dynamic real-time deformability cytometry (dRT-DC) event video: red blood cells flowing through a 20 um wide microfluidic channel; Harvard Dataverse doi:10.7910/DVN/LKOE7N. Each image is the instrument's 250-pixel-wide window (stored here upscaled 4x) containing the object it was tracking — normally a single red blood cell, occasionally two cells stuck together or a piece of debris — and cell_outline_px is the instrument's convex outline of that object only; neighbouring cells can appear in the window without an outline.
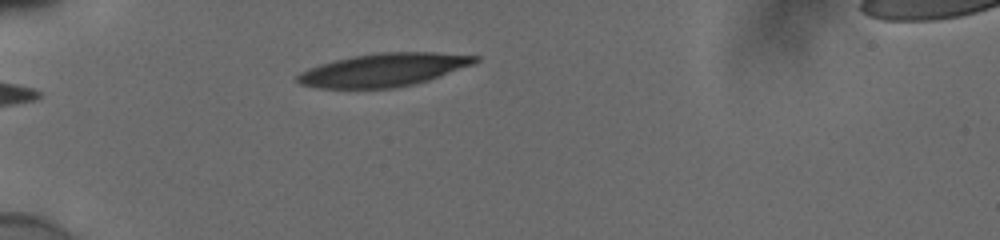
{"species": "human", "species_latin": "Homo sapiens", "temperature_condition": "cold", "stored_images_in_passage": 33, "camera_frame_rate_fps": 3000, "um_per_image_px": 0.085, "donor": {"sex": "male"}, "frame": {"image": 1, "passage_image": 1, "time_ms": 0.0, "image_size_px": [1000, 240], "cell_outline_px": [[480, 60], [472, 64], [428, 80], [396, 88], [320, 88], [300, 84], [296, 80], [296, 76], [300, 72], [308, 68], [320, 64], [352, 56], [376, 52], [432, 52], [480, 56]], "centroid_in_image_um": [32.58, 5.93], "position_along_channel_um": 52.4, "area_um2": 34.1}}
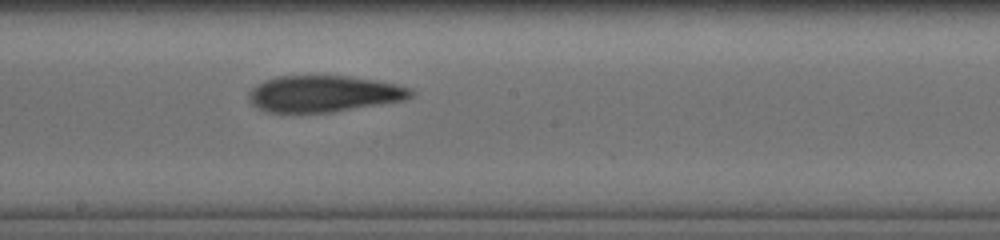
{"frame": {"image": 2, "passage_image": 16, "time_ms": 5.0, "image_size_px": [1000, 240], "cell_outline_px": [[416, 92], [412, 96], [404, 100], [328, 112], [268, 112], [252, 104], [248, 100], [248, 92], [252, 88], [264, 80], [276, 76], [348, 76], [396, 84], [408, 88]], "centroid_in_image_um": [27.48, 7.96], "position_along_channel_um": 220.7, "area_um2": 33.99}}
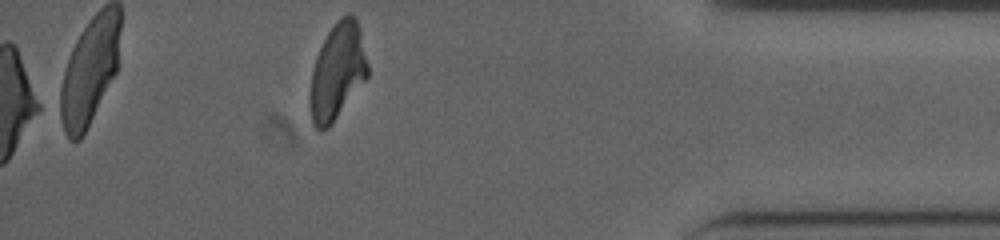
{"frame": {"image": 3, "passage_image": 33, "time_ms": 10.667, "image_size_px": [1000, 240], "cell_outline_px": [[368, 76], [332, 124], [328, 128], [320, 132], [312, 124], [308, 100], [312, 68], [316, 56], [328, 32], [348, 12], [356, 16], [368, 64]], "centroid_in_image_um": [28.65, 6.14], "position_along_channel_um": 406.6, "area_um2": 32.31}, "authors_computed_cell_mechanics": {"area_um2": 34.68, "velocity_mm_per_s": 3.8581, "shape_relaxation_time_tau1_ms": 6.0561, "shape_relaxation_time_tau2_ms": 4.0836, "deformation_change_tau1": 0.1928, "deformation_change_tau2": 0.1357}}